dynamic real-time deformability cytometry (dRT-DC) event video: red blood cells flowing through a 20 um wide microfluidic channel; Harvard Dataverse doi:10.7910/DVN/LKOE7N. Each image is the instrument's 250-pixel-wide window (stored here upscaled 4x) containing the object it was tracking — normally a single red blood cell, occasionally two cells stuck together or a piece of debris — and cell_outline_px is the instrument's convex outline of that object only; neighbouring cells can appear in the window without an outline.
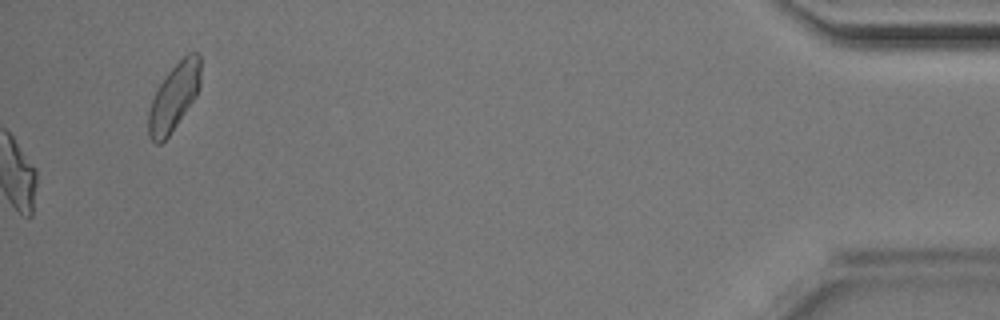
{"species": "Egyptian fruit bat (a non-hibernating species)", "species_latin": "Rousettus aegyptiacus", "temperature_condition": "room temperature", "stored_images_in_passage": 36, "camera_frame_rate_fps": 3000, "um_per_image_px": 0.085, "animal": {"sex": "male"}, "frame": {"image": 1, "passage_image": 36, "time_ms": 11.667, "image_size_px": [1000, 320], "cell_outline_px": [[200, 84], [196, 96], [168, 136], [160, 144], [156, 144], [148, 136], [148, 112], [152, 100], [160, 84], [168, 72], [188, 52], [196, 52], [200, 56]], "centroid_in_image_um": [14.78, 8.25], "position_along_channel_um": 420.4, "area_um2": 20.0}}